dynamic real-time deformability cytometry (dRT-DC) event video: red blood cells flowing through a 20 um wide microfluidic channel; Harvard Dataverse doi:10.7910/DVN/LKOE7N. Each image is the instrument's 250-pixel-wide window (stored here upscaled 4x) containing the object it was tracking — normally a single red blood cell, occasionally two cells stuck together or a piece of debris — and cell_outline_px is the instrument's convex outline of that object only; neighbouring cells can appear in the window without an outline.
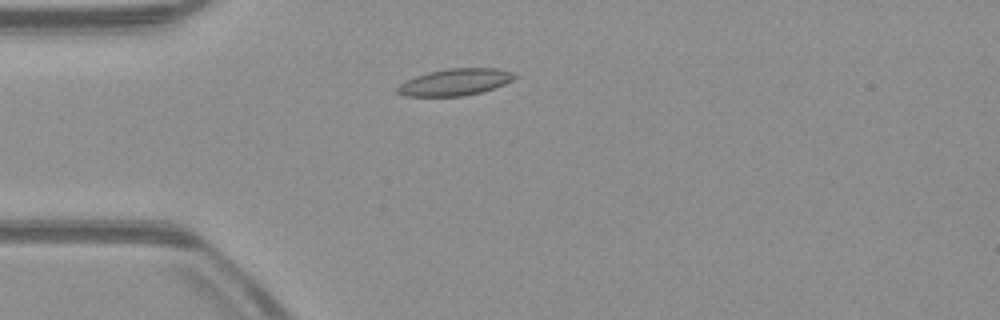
{"species": "common noctule bat (a hibernating species)", "species_latin": "Nyctalus noctula", "temperature_condition": "warm", "stored_images_in_passage": 37, "camera_frame_rate_fps": 3000, "um_per_image_px": 0.085, "animal": {"sex": "male", "body_mass_g": 23.1, "forearm_length_mm": 52.7}, "frame": {"image": 1, "passage_image": 2, "time_ms": 0.333, "image_size_px": [1000, 320], "cell_outline_px": [[516, 76], [512, 80], [504, 84], [480, 92], [460, 96], [404, 96], [396, 92], [396, 88], [400, 84], [416, 76], [428, 72], [448, 68], [496, 68], [512, 72]], "centroid_in_image_um": [38.65, 6.97], "position_along_channel_um": 46.3, "area_um2": 18.03}}
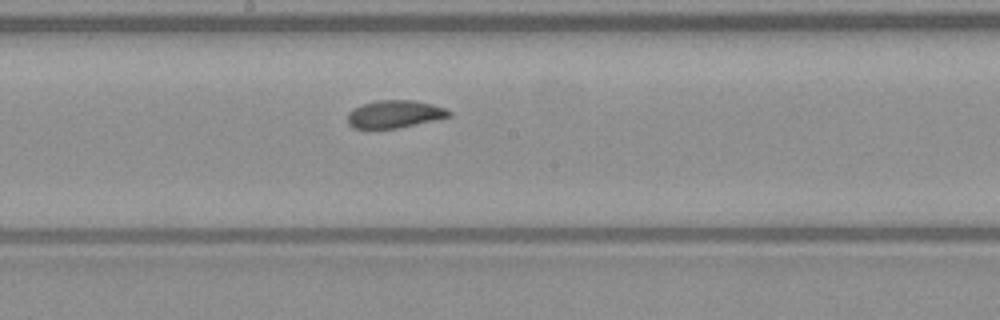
{"frame": {"image": 2, "passage_image": 16, "time_ms": 5.0, "image_size_px": [1000, 320], "cell_outline_px": [[452, 116], [396, 128], [352, 128], [348, 124], [348, 112], [352, 108], [364, 104], [380, 100], [412, 100], [432, 104], [448, 108], [452, 112]], "centroid_in_image_um": [33.56, 9.69], "position_along_channel_um": 214.6, "area_um2": 16.24}}
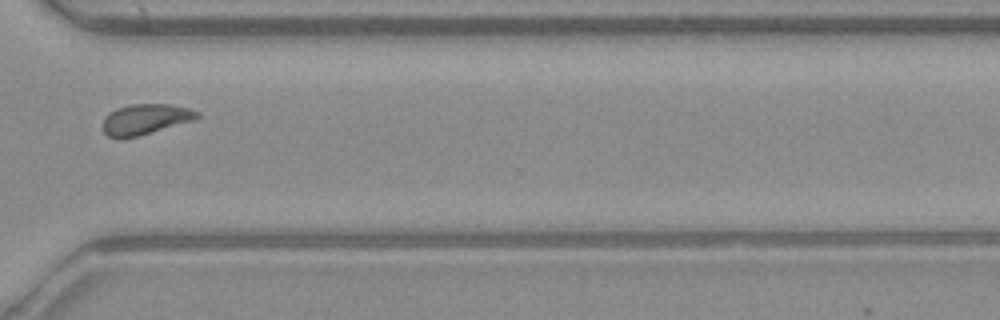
{"frame": {"image": 3, "passage_image": 27, "time_ms": 8.667, "image_size_px": [1000, 320], "cell_outline_px": [[200, 116], [196, 120], [136, 136], [120, 140], [116, 140], [108, 136], [104, 132], [100, 124], [104, 116], [116, 108], [132, 104], [172, 104], [188, 108], [200, 112]], "centroid_in_image_um": [12.31, 10.15], "position_along_channel_um": 358.3, "area_um2": 17.17}, "authors_computed_cell_mechanics": {"area_um2": 16.8776, "velocity_mm_per_s": 3.9167, "shape_relaxation_time_tau1_ms": 4.2096, "shape_relaxation_time_tau2_ms": 2.0439, "deformation_change_tau1": 0.1261, "deformation_change_tau2": 0.0719}}